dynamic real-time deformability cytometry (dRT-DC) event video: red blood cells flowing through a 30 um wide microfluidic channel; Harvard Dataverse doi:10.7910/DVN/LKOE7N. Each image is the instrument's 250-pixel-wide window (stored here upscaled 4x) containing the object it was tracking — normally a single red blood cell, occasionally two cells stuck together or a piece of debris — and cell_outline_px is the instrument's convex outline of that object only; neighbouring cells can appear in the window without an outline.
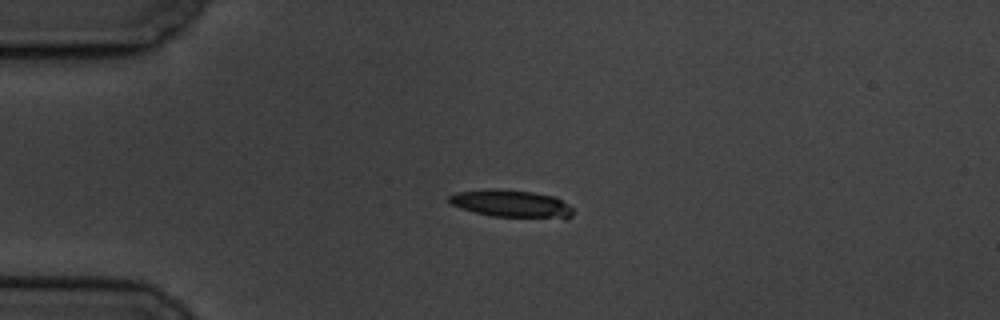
{"species": "common noctule bat (a hibernating species)", "species_latin": "Nyctalus noctula", "temperature_condition": "cold", "stored_images_in_passage": 10, "camera_frame_rate_fps": 3000, "um_per_image_px": 0.085, "animal": {"sex": "male", "body_mass_g": 19.5, "forearm_length_mm": 54.6}, "frame": {"image": 1, "passage_image": 4, "time_ms": 3.333, "image_size_px": [1000, 320], "cell_outline_px": [[572, 216], [564, 220], [492, 216], [460, 208], [452, 204], [448, 200], [448, 196], [456, 192], [484, 188], [500, 188], [532, 192], [552, 196], [560, 200], [572, 208]], "centroid_in_image_um": [43.47, 17.32], "position_along_channel_um": 41.5, "area_um2": 20.29}}